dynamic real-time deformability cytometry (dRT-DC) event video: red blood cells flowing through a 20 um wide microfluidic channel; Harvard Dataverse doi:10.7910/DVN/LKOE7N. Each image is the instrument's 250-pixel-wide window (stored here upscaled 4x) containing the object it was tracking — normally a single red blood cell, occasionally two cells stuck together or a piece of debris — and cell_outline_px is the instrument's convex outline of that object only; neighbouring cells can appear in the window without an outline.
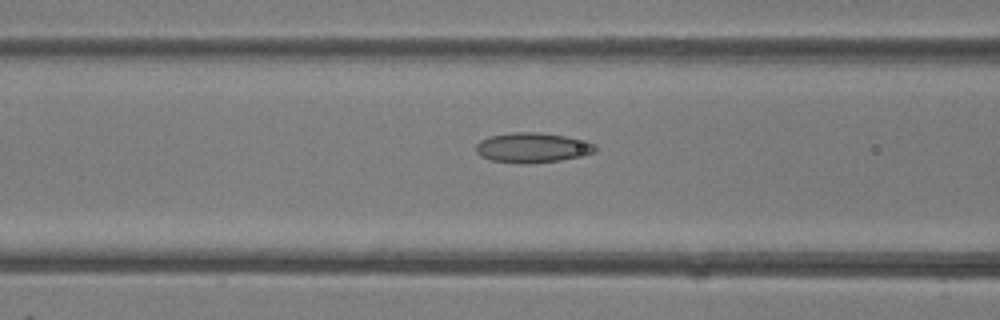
{"species": "common noctule bat (a hibernating species)", "species_latin": "Nyctalus noctula", "temperature_condition": "room temperature", "stored_images_in_passage": 40, "camera_frame_rate_fps": 3000, "um_per_image_px": 0.085, "animal": {"sex": "female"}, "frame": {"image": 1, "passage_image": 16, "time_ms": 5.0, "image_size_px": [1000, 320], "cell_outline_px": [[596, 152], [584, 156], [560, 160], [528, 164], [520, 164], [492, 160], [480, 156], [476, 152], [476, 144], [480, 140], [488, 136], [512, 132], [540, 132], [564, 136], [596, 144]], "centroid_in_image_um": [45.24, 12.56], "position_along_channel_um": 121.4, "area_um2": 20.98}}
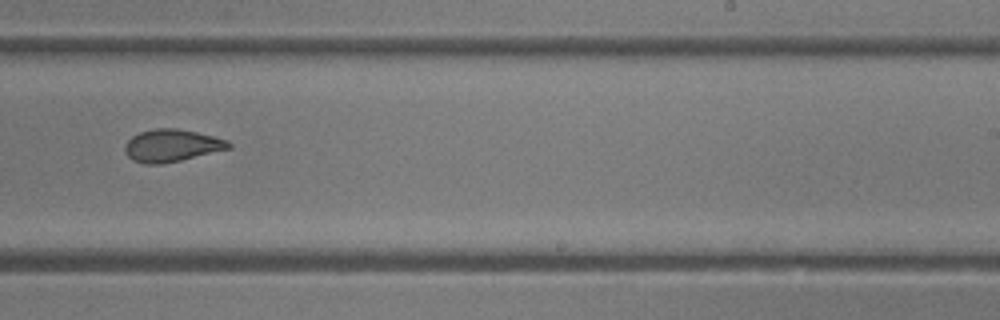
{"frame": {"image": 2, "passage_image": 25, "time_ms": 8.0, "image_size_px": [1000, 320], "cell_outline_px": [[232, 148], [180, 160], [160, 164], [144, 164], [132, 160], [124, 152], [124, 144], [132, 136], [140, 132], [156, 128], [176, 128], [196, 132], [228, 140], [232, 144]], "centroid_in_image_um": [14.58, 12.37], "position_along_channel_um": 274.4, "area_um2": 19.59}}
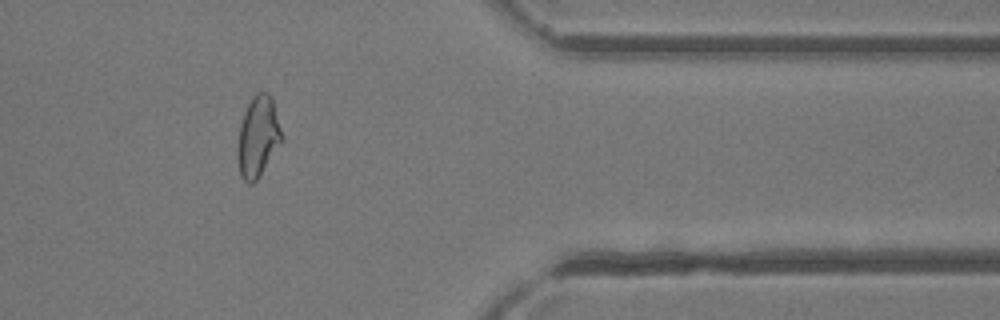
{"frame": {"image": 3, "passage_image": 33, "time_ms": 10.667, "image_size_px": [1000, 320], "cell_outline_px": [[284, 140], [260, 176], [252, 184], [248, 184], [240, 176], [236, 156], [236, 148], [240, 124], [244, 112], [252, 96], [256, 92], [268, 92], [272, 96]], "centroid_in_image_um": [21.92, 11.63], "position_along_channel_um": 389.5, "area_um2": 21.33}}